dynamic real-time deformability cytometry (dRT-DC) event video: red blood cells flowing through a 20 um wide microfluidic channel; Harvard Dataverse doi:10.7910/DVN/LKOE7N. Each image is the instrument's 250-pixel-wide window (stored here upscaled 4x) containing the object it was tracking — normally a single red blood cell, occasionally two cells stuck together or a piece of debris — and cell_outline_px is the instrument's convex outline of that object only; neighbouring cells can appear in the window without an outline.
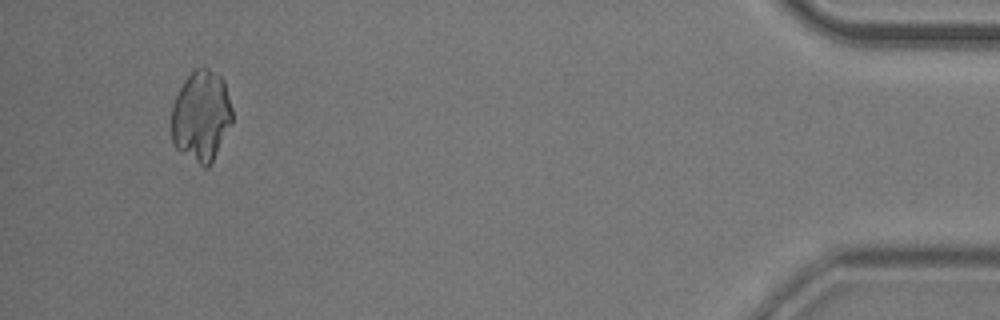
{"species": "common noctule bat (a hibernating species)", "species_latin": "Nyctalus noctula", "temperature_condition": "room temperature", "stored_images_in_passage": 40, "camera_frame_rate_fps": 3000, "um_per_image_px": 0.085, "animal": {"sex": "male", "body_mass_g": 20.5, "forearm_length_mm": 52.5}, "frame": {"image": 1, "passage_image": 37, "time_ms": 12.0, "image_size_px": [1000, 320], "cell_outline_px": [[232, 120], [208, 168], [204, 168], [180, 152], [172, 144], [172, 104], [184, 80], [196, 68], [208, 68], [220, 76], [224, 80], [232, 108]], "centroid_in_image_um": [17.08, 9.86], "position_along_channel_um": 418.1, "area_um2": 31.91}}